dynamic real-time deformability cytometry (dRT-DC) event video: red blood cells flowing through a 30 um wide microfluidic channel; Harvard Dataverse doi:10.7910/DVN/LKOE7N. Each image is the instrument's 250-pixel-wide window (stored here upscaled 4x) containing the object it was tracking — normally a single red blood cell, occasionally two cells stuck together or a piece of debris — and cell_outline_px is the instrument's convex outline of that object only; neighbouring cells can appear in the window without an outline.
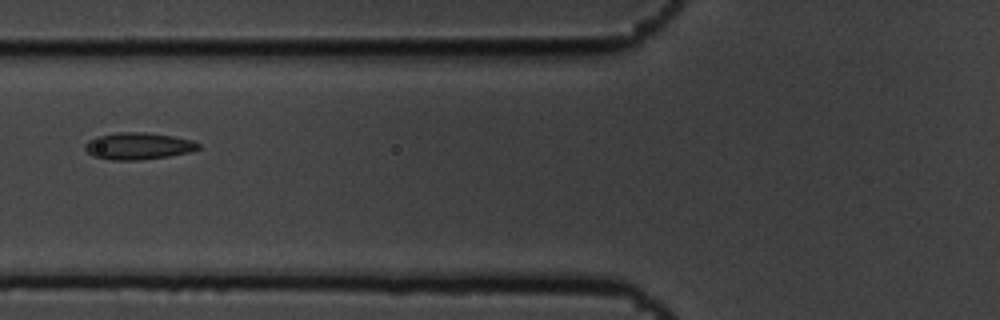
{"species": "common noctule bat (a hibernating species)", "species_latin": "Nyctalus noctula", "temperature_condition": "cold", "stored_images_in_passage": 4, "camera_frame_rate_fps": 3000, "um_per_image_px": 0.085, "animal": {"sex": "male", "body_mass_g": 19.5, "forearm_length_mm": 54.6}, "frame": {"image": 1, "passage_image": 3, "time_ms": 0.667, "image_size_px": [1000, 320], "cell_outline_px": [[200, 148], [188, 152], [168, 156], [136, 160], [112, 160], [92, 156], [84, 148], [84, 144], [88, 140], [96, 136], [116, 132], [144, 132], [172, 136], [192, 140], [200, 144]], "centroid_in_image_um": [11.7, 12.4], "position_along_channel_um": 114.1, "area_um2": 17.74}}
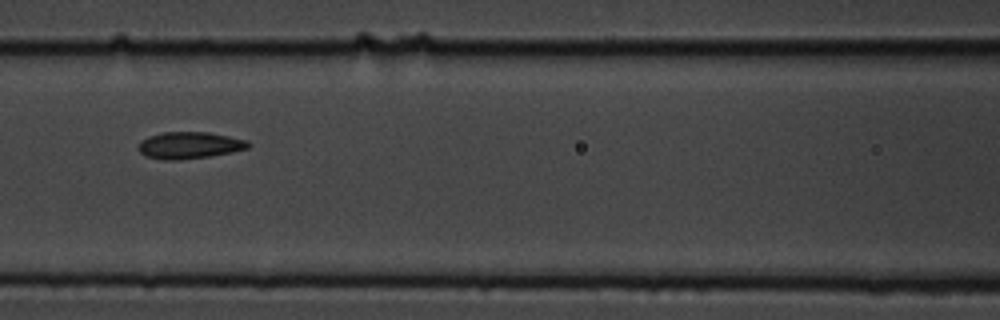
{"frame": {"image": 2, "passage_image": 4, "time_ms": 1.0, "image_size_px": [1000, 320], "cell_outline_px": [[252, 144], [248, 148], [232, 152], [208, 156], [180, 160], [164, 160], [144, 156], [140, 152], [140, 140], [148, 136], [160, 132], [208, 132], [248, 140]], "centroid_in_image_um": [16.1, 12.34], "position_along_channel_um": 150.5, "area_um2": 17.22}}